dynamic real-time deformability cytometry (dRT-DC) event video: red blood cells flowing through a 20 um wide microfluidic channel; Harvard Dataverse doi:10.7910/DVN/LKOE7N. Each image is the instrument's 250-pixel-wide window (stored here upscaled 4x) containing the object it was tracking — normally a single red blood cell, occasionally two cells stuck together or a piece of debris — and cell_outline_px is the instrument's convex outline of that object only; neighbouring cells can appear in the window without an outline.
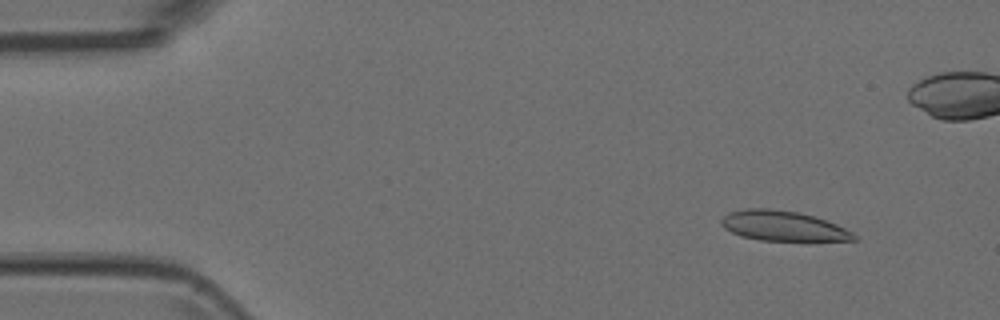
{"species": "Egyptian fruit bat (a non-hibernating species)", "species_latin": "Rousettus aegyptiacus", "temperature_condition": "room temperature", "stored_images_in_passage": 4, "camera_frame_rate_fps": 3000, "um_per_image_px": 0.085, "animal": {"sex": "female"}, "frame": {"image": 1, "passage_image": 1, "time_ms": 0.0, "image_size_px": [1000, 320], "cell_outline_px": [[856, 240], [812, 244], [760, 240], [740, 236], [724, 228], [720, 224], [720, 220], [724, 216], [732, 212], [748, 208], [768, 208], [796, 212], [812, 216], [836, 224], [852, 232], [856, 236]], "centroid_in_image_um": [66.64, 19.28], "position_along_channel_um": 18.4, "area_um2": 24.1}}